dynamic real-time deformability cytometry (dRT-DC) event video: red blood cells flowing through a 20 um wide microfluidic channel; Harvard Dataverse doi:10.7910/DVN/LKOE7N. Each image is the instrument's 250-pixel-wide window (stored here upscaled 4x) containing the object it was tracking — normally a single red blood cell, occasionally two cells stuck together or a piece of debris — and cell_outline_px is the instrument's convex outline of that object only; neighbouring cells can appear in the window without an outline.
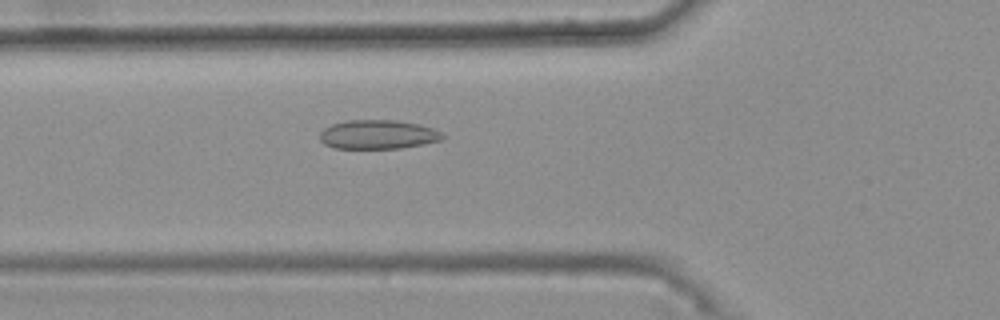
{"species": "common noctule bat (a hibernating species)", "species_latin": "Nyctalus noctula", "temperature_condition": "warm", "stored_images_in_passage": 48, "camera_frame_rate_fps": 3000, "um_per_image_px": 0.085, "animal": {"sex": "female", "body_mass_g": 25.1}, "frame": {"image": 1, "passage_image": 18, "time_ms": 5.667, "image_size_px": [1000, 320], "cell_outline_px": [[448, 136], [440, 140], [424, 144], [400, 148], [336, 148], [324, 144], [320, 140], [320, 132], [324, 128], [332, 124], [348, 120], [396, 120], [420, 124], [432, 128]], "centroid_in_image_um": [32.14, 11.43], "position_along_channel_um": 93.7, "area_um2": 20.81}}
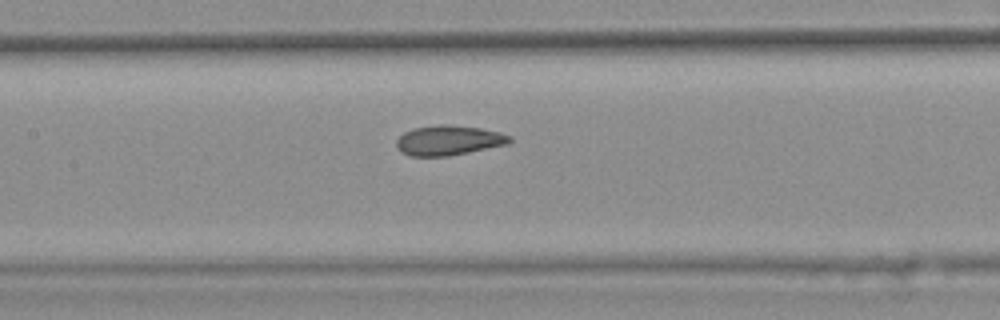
{"frame": {"image": 2, "passage_image": 24, "time_ms": 7.667, "image_size_px": [1000, 320], "cell_outline_px": [[512, 140], [508, 144], [448, 156], [408, 156], [400, 152], [396, 148], [396, 140], [404, 132], [412, 128], [440, 124], [444, 124], [480, 128], [500, 132], [512, 136]], "centroid_in_image_um": [38.1, 11.93], "position_along_channel_um": 169.3, "area_um2": 19.83}}
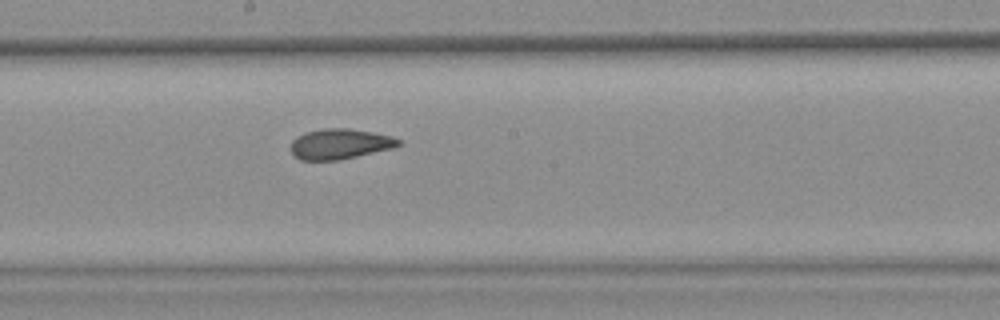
{"frame": {"image": 3, "passage_image": 28, "time_ms": 9.0, "image_size_px": [1000, 320], "cell_outline_px": [[400, 144], [392, 148], [340, 160], [300, 160], [292, 156], [292, 140], [296, 136], [304, 132], [324, 128], [348, 128], [372, 132], [392, 136], [400, 140]], "centroid_in_image_um": [28.85, 12.23], "position_along_channel_um": 219.3, "area_um2": 19.07}, "authors_computed_cell_mechanics": {"area_um2": 19.8254, "velocity_mm_per_s": 3.7619, "shape_relaxation_time_tau1_ms": 9.9741, "shape_relaxation_time_tau2_ms": 2.2004, "deformation_change_tau1": 0.1662, "deformation_change_tau2": 0.0662}}